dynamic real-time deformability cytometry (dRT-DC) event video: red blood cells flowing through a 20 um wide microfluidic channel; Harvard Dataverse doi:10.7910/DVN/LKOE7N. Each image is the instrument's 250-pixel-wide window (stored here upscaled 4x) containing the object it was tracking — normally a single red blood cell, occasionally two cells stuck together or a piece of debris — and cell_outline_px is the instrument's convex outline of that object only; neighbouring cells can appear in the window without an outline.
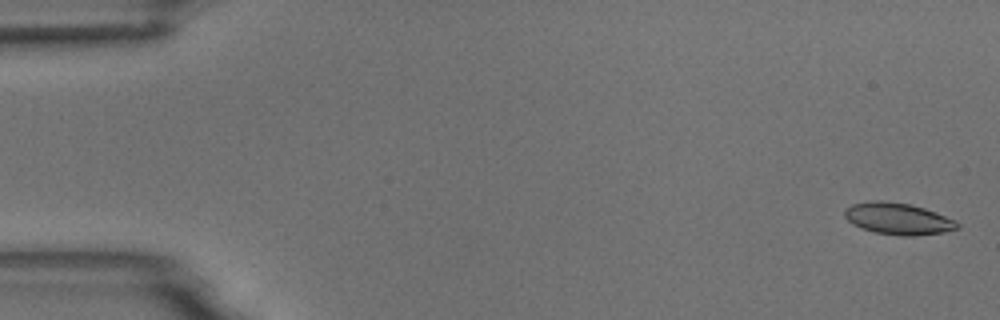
{"species": "common noctule bat (a hibernating species)", "species_latin": "Nyctalus noctula", "temperature_condition": "room temperature", "stored_images_in_passage": 6, "camera_frame_rate_fps": 3000, "um_per_image_px": 0.085, "animal": {"sex": "male", "body_mass_g": 18.8}, "frame": {"image": 1, "passage_image": 1, "time_ms": 0.0, "image_size_px": [1000, 320], "cell_outline_px": [[960, 228], [944, 232], [912, 236], [900, 236], [876, 232], [860, 228], [852, 224], [844, 216], [844, 208], [852, 204], [876, 200], [880, 200], [908, 204], [924, 208], [936, 212], [956, 220], [960, 224]], "centroid_in_image_um": [76.34, 18.59], "position_along_channel_um": 8.7, "area_um2": 20.87}}
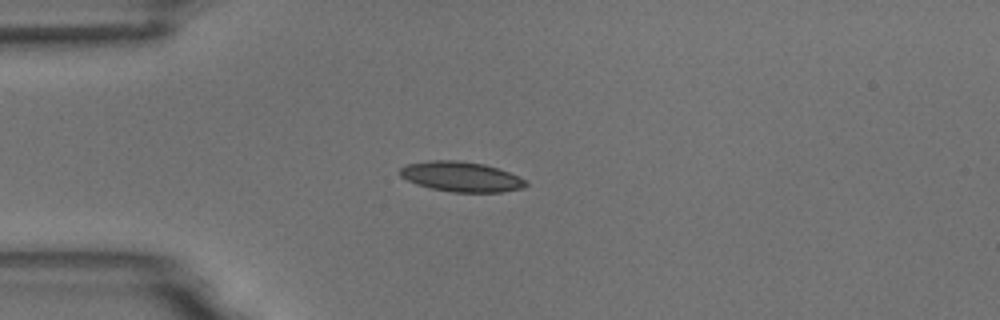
{"frame": {"image": 2, "passage_image": 4, "time_ms": 4.333, "image_size_px": [1000, 320], "cell_outline_px": [[528, 184], [524, 188], [500, 192], [452, 192], [432, 188], [416, 184], [400, 176], [400, 168], [408, 164], [428, 160], [456, 160], [484, 164], [508, 172], [528, 180]], "centroid_in_image_um": [39.22, 15.02], "position_along_channel_um": 45.8, "area_um2": 21.96}}
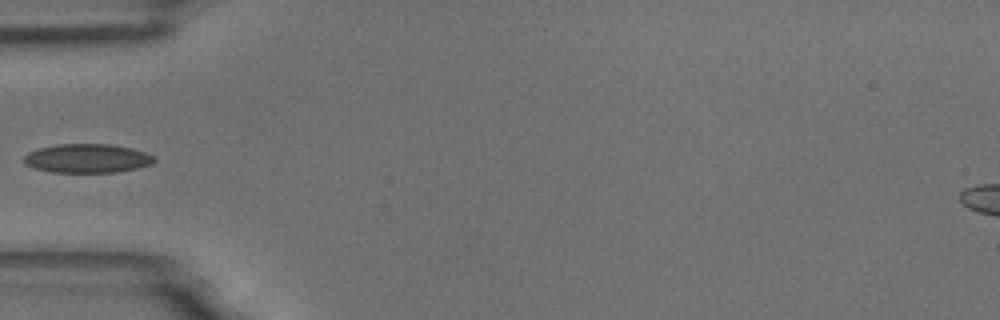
{"frame": {"image": 3, "passage_image": 5, "time_ms": 5.667, "image_size_px": [1000, 320], "cell_outline_px": [[156, 160], [152, 164], [136, 168], [116, 172], [52, 172], [36, 168], [24, 164], [20, 160], [28, 152], [40, 148], [56, 144], [108, 144], [132, 148], [156, 156]], "centroid_in_image_um": [7.4, 13.46], "position_along_channel_um": 77.6, "area_um2": 22.02}}